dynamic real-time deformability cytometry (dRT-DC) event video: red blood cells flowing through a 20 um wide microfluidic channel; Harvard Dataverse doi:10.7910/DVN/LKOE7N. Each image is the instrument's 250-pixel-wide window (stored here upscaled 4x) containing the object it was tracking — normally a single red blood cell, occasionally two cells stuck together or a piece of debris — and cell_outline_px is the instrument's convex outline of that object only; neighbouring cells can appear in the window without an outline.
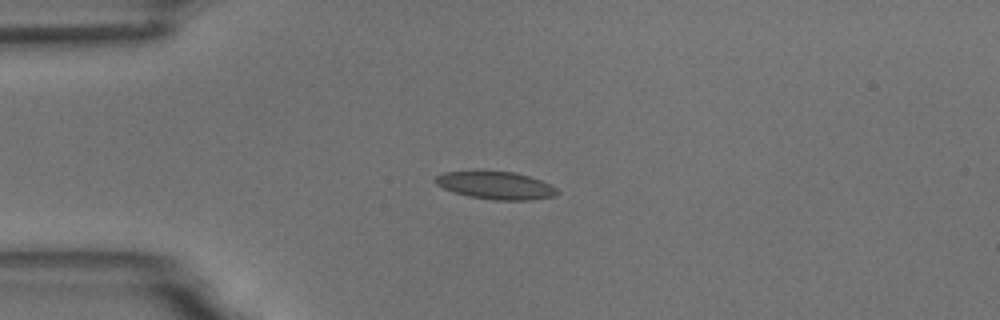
{"species": "common noctule bat (a hibernating species)", "species_latin": "Nyctalus noctula", "temperature_condition": "room temperature", "stored_images_in_passage": 7, "camera_frame_rate_fps": 3000, "um_per_image_px": 0.085, "animal": {"sex": "male", "body_mass_g": 18.8}, "frame": {"image": 1, "passage_image": 3, "time_ms": 2.333, "image_size_px": [1000, 320], "cell_outline_px": [[560, 192], [556, 196], [528, 200], [492, 200], [468, 196], [444, 188], [436, 184], [432, 180], [436, 176], [444, 172], [480, 168], [512, 172], [528, 176], [540, 180], [556, 188]], "centroid_in_image_um": [42.08, 15.71], "position_along_channel_um": 42.9, "area_um2": 20.29}}